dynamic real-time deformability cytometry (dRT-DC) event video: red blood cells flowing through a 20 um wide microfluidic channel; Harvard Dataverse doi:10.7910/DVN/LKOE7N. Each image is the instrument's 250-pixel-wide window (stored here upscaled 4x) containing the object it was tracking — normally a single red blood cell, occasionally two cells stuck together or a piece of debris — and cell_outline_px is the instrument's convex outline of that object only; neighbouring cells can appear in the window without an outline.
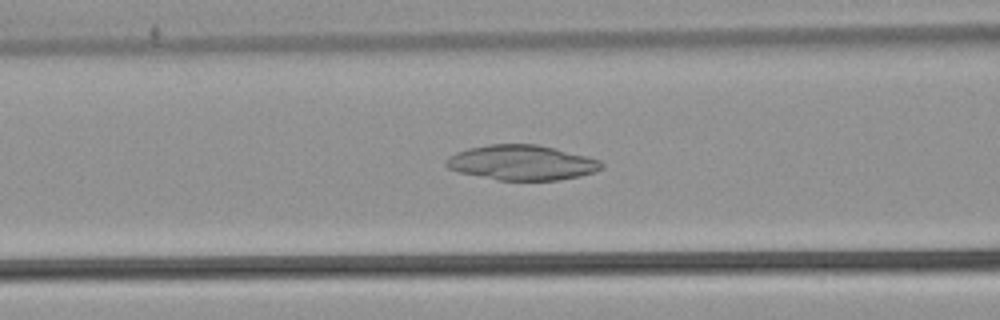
{"species": "common noctule bat (a hibernating species)", "species_latin": "Nyctalus noctula", "temperature_condition": "warm", "stored_images_in_passage": 46, "camera_frame_rate_fps": 3000, "um_per_image_px": 0.085, "animal": {"sex": "male", "body_mass_g": 21.5, "forearm_length_mm": 52.0}, "frame": {"image": 1, "passage_image": 19, "time_ms": 6.0, "image_size_px": [1000, 320], "cell_outline_px": [[604, 168], [596, 172], [580, 176], [556, 180], [496, 180], [460, 172], [448, 168], [444, 164], [444, 160], [448, 156], [456, 152], [468, 148], [488, 144], [536, 144], [556, 148], [600, 160], [604, 164]], "centroid_in_image_um": [44.35, 13.82], "position_along_channel_um": 122.3, "area_um2": 31.91}}
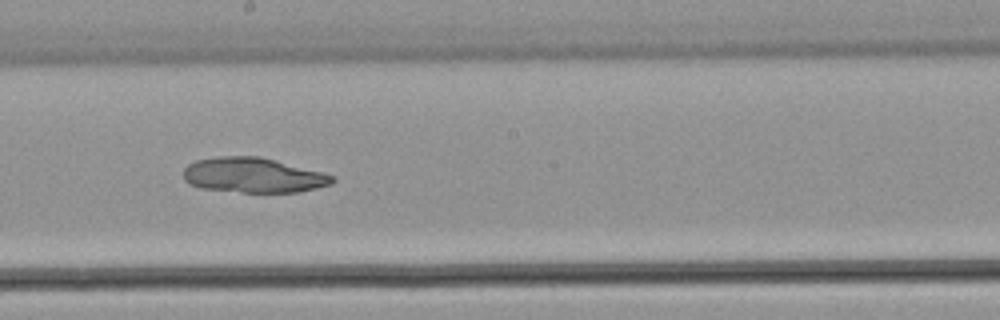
{"frame": {"image": 2, "passage_image": 27, "time_ms": 8.667, "image_size_px": [1000, 320], "cell_outline_px": [[336, 180], [332, 184], [300, 192], [244, 192], [200, 188], [184, 180], [184, 168], [188, 164], [196, 160], [220, 156], [256, 156], [324, 172], [336, 176]], "centroid_in_image_um": [21.56, 14.89], "position_along_channel_um": 226.6, "area_um2": 30.29}}
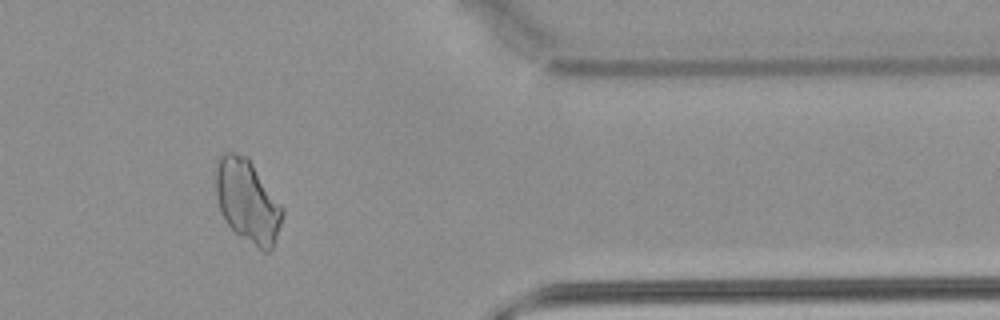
{"frame": {"image": 3, "passage_image": 41, "time_ms": 13.333, "image_size_px": [1000, 320], "cell_outline_px": [[284, 212], [272, 248], [268, 252], [264, 252], [240, 236], [228, 224], [220, 208], [216, 196], [216, 168], [220, 156], [224, 152], [232, 152], [248, 156], [284, 208]], "centroid_in_image_um": [21.05, 17.06], "position_along_channel_um": 390.3, "area_um2": 31.96}}